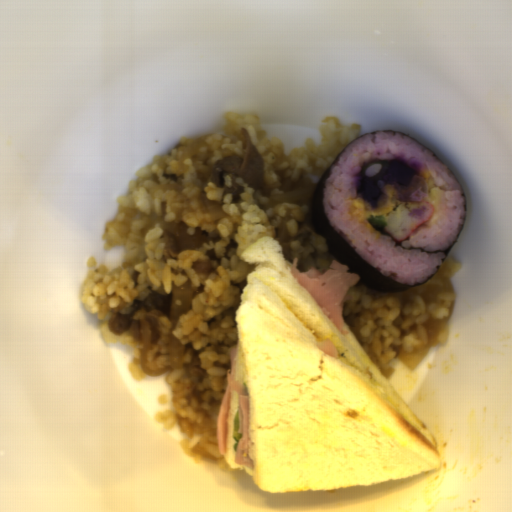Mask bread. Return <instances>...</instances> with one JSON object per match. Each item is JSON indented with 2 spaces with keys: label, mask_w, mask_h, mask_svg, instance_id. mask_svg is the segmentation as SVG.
<instances>
[{
  "label": "bread",
  "mask_w": 512,
  "mask_h": 512,
  "mask_svg": "<svg viewBox=\"0 0 512 512\" xmlns=\"http://www.w3.org/2000/svg\"><path fill=\"white\" fill-rule=\"evenodd\" d=\"M246 277L237 376L249 397L254 468L236 462L232 392L224 455L266 492L373 485L435 469L442 458L428 425L396 392L344 323L341 335L292 274L278 241L243 250ZM329 338L339 359L316 343Z\"/></svg>",
  "instance_id": "8d2b1439"
}]
</instances>
